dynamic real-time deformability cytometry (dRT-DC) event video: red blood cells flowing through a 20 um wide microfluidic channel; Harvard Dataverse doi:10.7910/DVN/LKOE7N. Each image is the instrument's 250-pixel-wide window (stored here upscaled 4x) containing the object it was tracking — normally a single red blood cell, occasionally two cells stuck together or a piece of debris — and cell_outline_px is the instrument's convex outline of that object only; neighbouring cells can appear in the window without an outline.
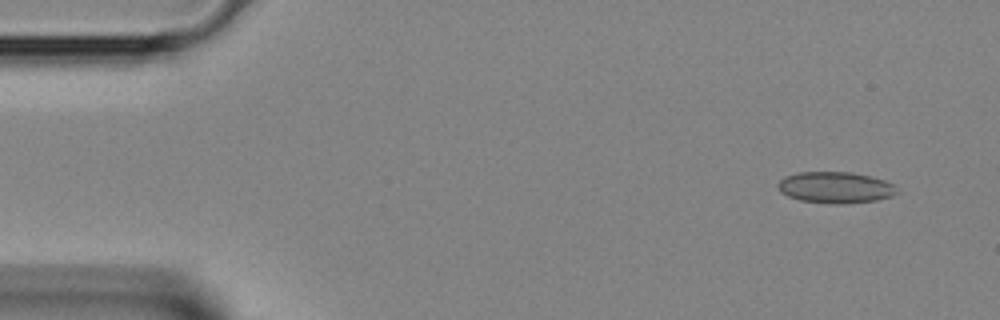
{"species": "Egyptian fruit bat (a non-hibernating species)", "species_latin": "Rousettus aegyptiacus", "temperature_condition": "room temperature", "stored_images_in_passage": 39, "camera_frame_rate_fps": 3000, "um_per_image_px": 0.085, "animal": {"sex": "female"}, "frame": {"image": 1, "passage_image": 2, "time_ms": 0.333, "image_size_px": [1000, 320], "cell_outline_px": [[900, 192], [892, 196], [876, 200], [840, 204], [836, 204], [800, 200], [788, 196], [780, 192], [776, 184], [784, 176], [796, 172], [852, 172], [872, 176], [884, 180], [892, 184]], "centroid_in_image_um": [71.0, 15.92], "position_along_channel_um": 14.0, "area_um2": 21.85}}
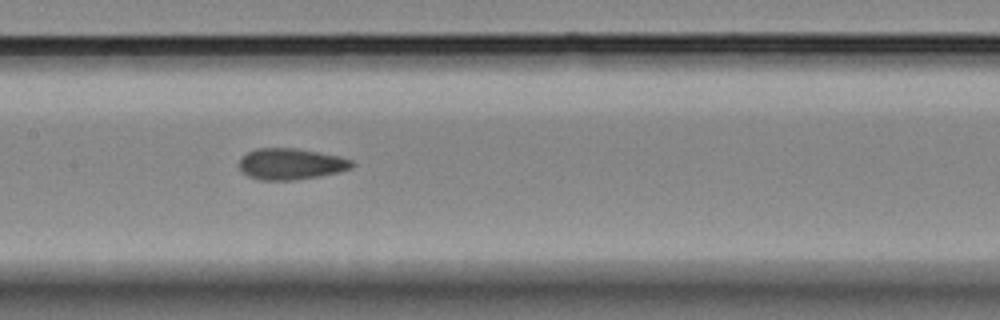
{"frame": {"image": 2, "passage_image": 18, "time_ms": 5.667, "image_size_px": [1000, 320], "cell_outline_px": [[356, 164], [352, 168], [336, 172], [316, 176], [292, 180], [260, 180], [248, 176], [240, 168], [240, 156], [256, 148], [296, 148], [340, 156], [352, 160]], "centroid_in_image_um": [24.72, 13.92], "position_along_channel_um": 182.7, "area_um2": 20.4}}
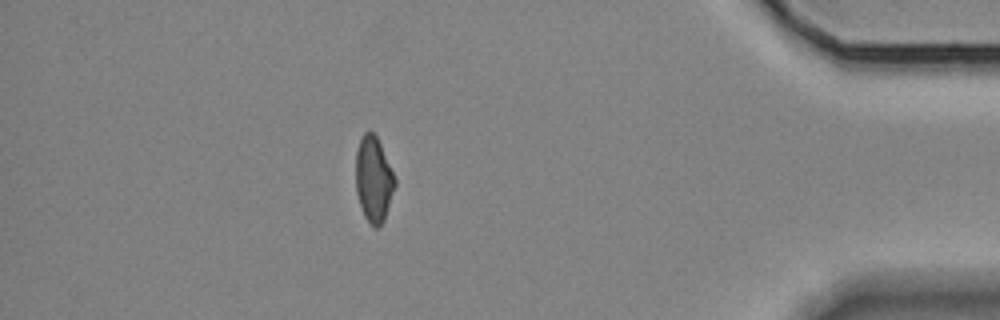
{"frame": {"image": 3, "passage_image": 34, "time_ms": 11.0, "image_size_px": [1000, 320], "cell_outline_px": [[396, 184], [384, 220], [376, 228], [364, 216], [356, 192], [356, 152], [360, 140], [364, 132], [372, 132], [376, 136], [380, 144], [396, 180]], "centroid_in_image_um": [31.75, 15.24], "position_along_channel_um": 403.5, "area_um2": 19.07}}